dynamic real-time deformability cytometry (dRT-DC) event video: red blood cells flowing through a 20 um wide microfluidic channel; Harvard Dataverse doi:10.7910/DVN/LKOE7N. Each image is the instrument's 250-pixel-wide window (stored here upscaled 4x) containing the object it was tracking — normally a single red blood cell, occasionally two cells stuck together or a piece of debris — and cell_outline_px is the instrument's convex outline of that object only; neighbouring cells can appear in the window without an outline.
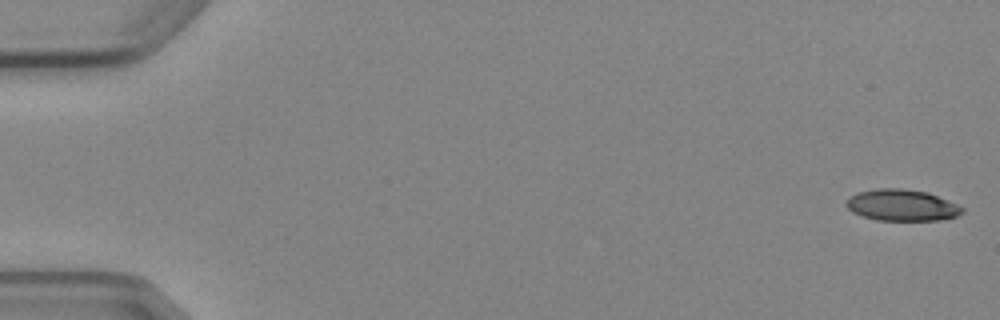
{"species": "Egyptian fruit bat (a non-hibernating species)", "species_latin": "Rousettus aegyptiacus", "temperature_condition": "cold", "stored_images_in_passage": 6, "camera_frame_rate_fps": 3000, "um_per_image_px": 0.085, "animal": {"sex": "female"}, "frame": {"image": 1, "passage_image": 1, "time_ms": 0.0, "image_size_px": [1000, 320], "cell_outline_px": [[964, 212], [956, 216], [940, 220], [876, 220], [852, 212], [844, 204], [852, 196], [860, 192], [876, 188], [900, 188], [928, 192], [956, 204], [964, 208]], "centroid_in_image_um": [76.67, 17.44], "position_along_channel_um": 8.3, "area_um2": 21.04}}
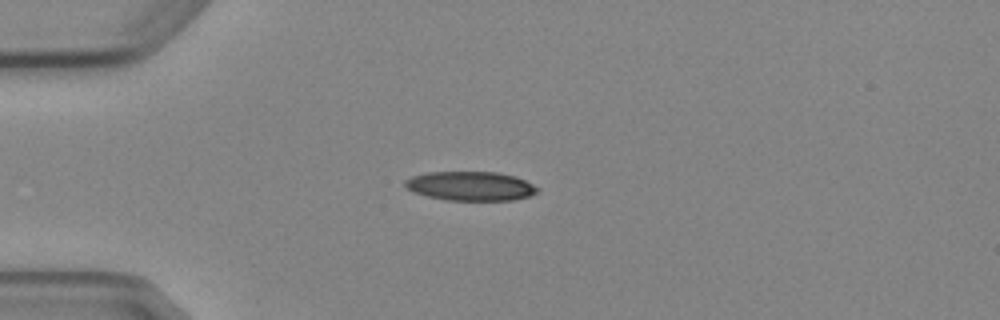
{"frame": {"image": 2, "passage_image": 4, "time_ms": 4.333, "image_size_px": [1000, 320], "cell_outline_px": [[540, 192], [528, 196], [512, 200], [444, 200], [412, 192], [404, 188], [404, 180], [412, 176], [428, 172], [496, 172], [516, 176], [540, 188]], "centroid_in_image_um": [39.98, 15.81], "position_along_channel_um": 45.0, "area_um2": 22.66}}
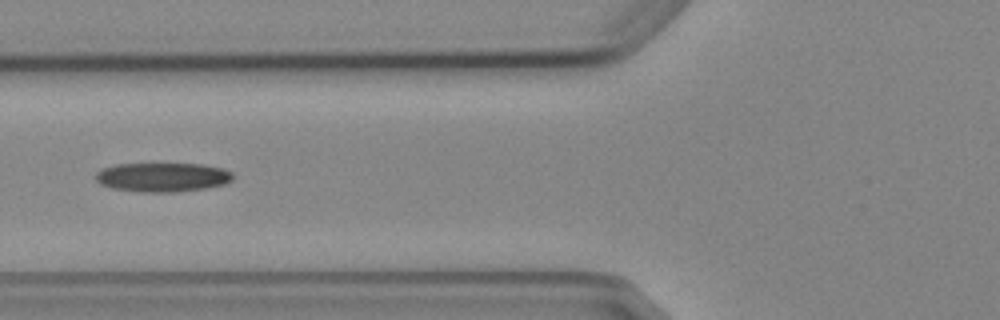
{"frame": {"image": 3, "passage_image": 6, "time_ms": 6.667, "image_size_px": [1000, 320], "cell_outline_px": [[232, 180], [224, 184], [204, 188], [176, 192], [140, 192], [112, 188], [100, 184], [96, 180], [96, 172], [104, 168], [116, 164], [204, 164], [224, 168], [232, 172]], "centroid_in_image_um": [13.82, 15.06], "position_along_channel_um": 112.0, "area_um2": 23.29}}